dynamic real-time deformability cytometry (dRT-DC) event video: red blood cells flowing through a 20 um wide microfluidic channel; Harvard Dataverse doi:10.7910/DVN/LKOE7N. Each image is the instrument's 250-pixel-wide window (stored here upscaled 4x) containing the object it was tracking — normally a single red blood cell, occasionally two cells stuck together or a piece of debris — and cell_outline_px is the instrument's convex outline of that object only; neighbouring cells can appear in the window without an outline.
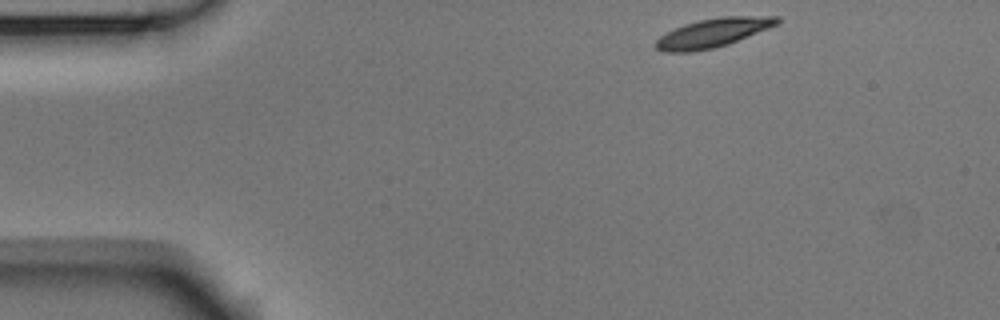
{"species": "Egyptian fruit bat (a non-hibernating species)", "species_latin": "Rousettus aegyptiacus", "temperature_condition": "room temperature", "stored_images_in_passage": 2, "camera_frame_rate_fps": 3000, "um_per_image_px": 0.085, "animal": {"sex": "male"}, "frame": {"image": 1, "passage_image": 1, "time_ms": 0.0, "image_size_px": [1000, 320], "cell_outline_px": [[780, 24], [728, 44], [716, 48], [692, 52], [664, 52], [656, 48], [652, 44], [660, 36], [684, 24], [700, 20], [724, 16], [780, 16]], "centroid_in_image_um": [60.62, 2.8], "position_along_channel_um": 24.4, "area_um2": 20.52}}